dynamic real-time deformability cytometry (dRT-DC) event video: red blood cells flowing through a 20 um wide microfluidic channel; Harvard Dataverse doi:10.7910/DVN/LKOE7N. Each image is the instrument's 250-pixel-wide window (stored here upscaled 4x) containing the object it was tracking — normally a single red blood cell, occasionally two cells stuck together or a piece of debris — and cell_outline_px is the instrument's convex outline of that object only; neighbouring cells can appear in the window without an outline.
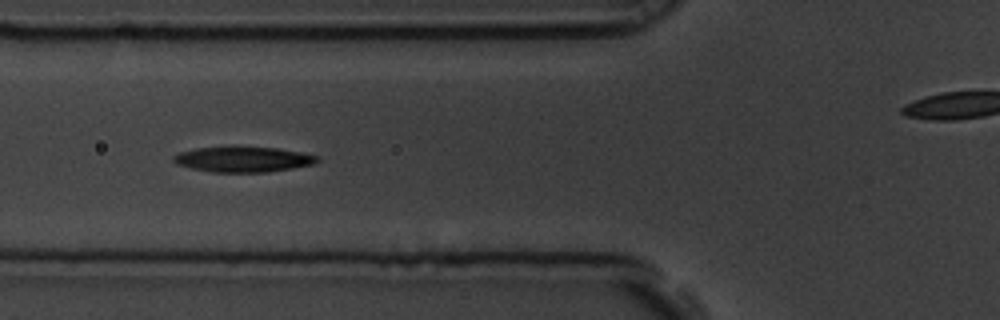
{"species": "common noctule bat (a hibernating species)", "species_latin": "Nyctalus noctula", "temperature_condition": "room temperature", "stored_images_in_passage": 9, "camera_frame_rate_fps": 3000, "um_per_image_px": 0.085, "animal": {"sex": "male", "body_mass_g": 19.5, "forearm_length_mm": 54.6}, "frame": {"image": 1, "passage_image": 6, "time_ms": 1.667, "image_size_px": [1000, 320], "cell_outline_px": [[320, 160], [312, 164], [292, 168], [268, 172], [212, 172], [192, 168], [176, 164], [172, 160], [172, 156], [180, 152], [196, 148], [232, 144], [276, 148], [300, 152], [320, 156]], "centroid_in_image_um": [20.63, 13.5], "position_along_channel_um": 105.2, "area_um2": 21.96}}
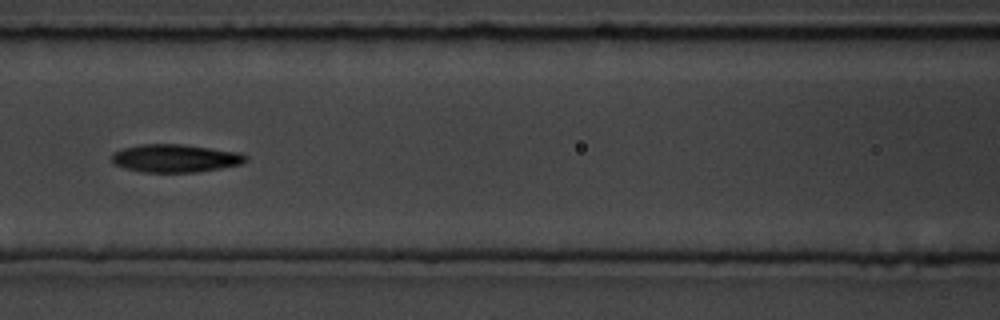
{"frame": {"image": 2, "passage_image": 7, "time_ms": 2.0, "image_size_px": [1000, 320], "cell_outline_px": [[248, 160], [240, 164], [220, 168], [196, 172], [144, 172], [112, 164], [112, 152], [124, 148], [140, 144], [184, 144], [240, 152], [248, 156]], "centroid_in_image_um": [14.91, 13.44], "position_along_channel_um": 151.7, "area_um2": 21.85}}